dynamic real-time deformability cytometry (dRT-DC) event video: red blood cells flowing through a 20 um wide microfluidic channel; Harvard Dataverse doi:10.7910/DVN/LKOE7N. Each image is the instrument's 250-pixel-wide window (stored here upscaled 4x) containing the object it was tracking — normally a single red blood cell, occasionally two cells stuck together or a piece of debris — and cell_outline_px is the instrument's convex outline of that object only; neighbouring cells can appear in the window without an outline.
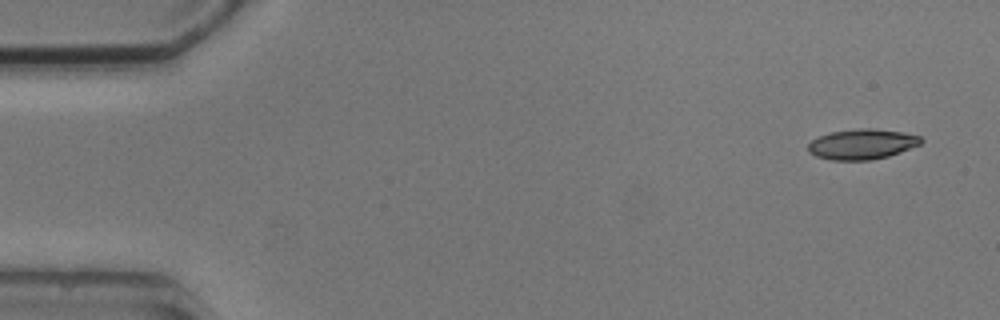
{"species": "common noctule bat (a hibernating species)", "species_latin": "Nyctalus noctula", "temperature_condition": "cold", "stored_images_in_passage": 4, "camera_frame_rate_fps": 3000, "um_per_image_px": 0.085, "animal": {"sex": "male", "body_mass_g": 20.5, "forearm_length_mm": 52.5}, "frame": {"image": 1, "passage_image": 1, "time_ms": 0.0, "image_size_px": [1000, 320], "cell_outline_px": [[924, 140], [920, 144], [900, 152], [888, 156], [872, 160], [832, 160], [816, 156], [808, 152], [808, 144], [816, 136], [832, 132], [856, 128], [876, 128], [900, 132], [920, 136]], "centroid_in_image_um": [73.25, 12.25], "position_along_channel_um": 11.8, "area_um2": 20.0}}
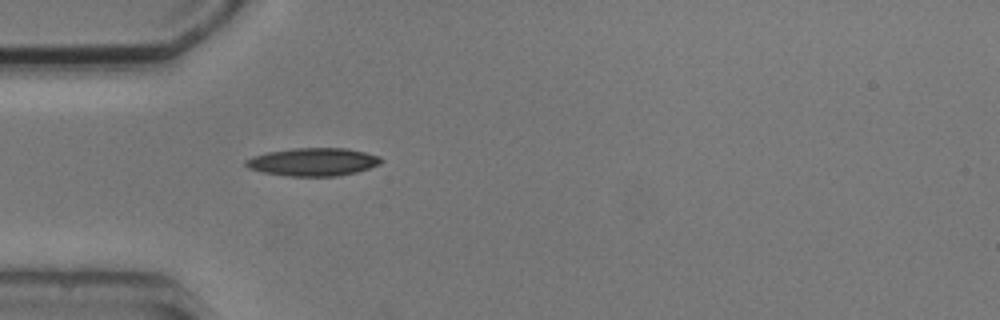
{"frame": {"image": 2, "passage_image": 4, "time_ms": 4.333, "image_size_px": [1000, 320], "cell_outline_px": [[384, 160], [380, 164], [356, 172], [336, 176], [288, 176], [264, 172], [248, 168], [244, 164], [244, 160], [252, 156], [268, 152], [292, 148], [348, 148], [380, 156]], "centroid_in_image_um": [26.61, 13.75], "position_along_channel_um": 58.4, "area_um2": 22.08}}